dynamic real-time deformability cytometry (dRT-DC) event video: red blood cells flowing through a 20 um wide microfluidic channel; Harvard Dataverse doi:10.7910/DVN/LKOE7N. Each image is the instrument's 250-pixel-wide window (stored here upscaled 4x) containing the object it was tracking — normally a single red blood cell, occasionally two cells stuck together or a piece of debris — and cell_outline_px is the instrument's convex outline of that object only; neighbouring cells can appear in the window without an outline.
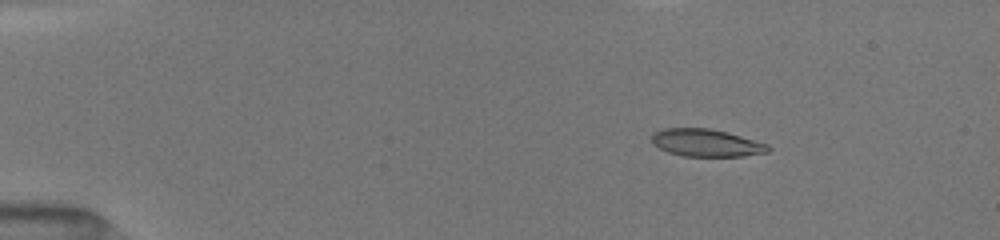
{"species": "common noctule bat (a hibernating species)", "species_latin": "Nyctalus noctula", "temperature_condition": "room temperature", "stored_images_in_passage": 9, "camera_frame_rate_fps": 3000, "um_per_image_px": 0.085, "animal": {"sex": "female", "body_mass_g": 19.5, "forearm_length_mm": 54.1}, "frame": {"image": 1, "passage_image": 4, "time_ms": 2.333, "image_size_px": [1000, 240], "cell_outline_px": [[772, 148], [768, 152], [744, 156], [684, 156], [668, 152], [652, 144], [652, 136], [656, 132], [664, 128], [708, 128], [728, 132], [768, 144]], "centroid_in_image_um": [60.06, 12.14], "position_along_channel_um": 24.9, "area_um2": 18.61}}